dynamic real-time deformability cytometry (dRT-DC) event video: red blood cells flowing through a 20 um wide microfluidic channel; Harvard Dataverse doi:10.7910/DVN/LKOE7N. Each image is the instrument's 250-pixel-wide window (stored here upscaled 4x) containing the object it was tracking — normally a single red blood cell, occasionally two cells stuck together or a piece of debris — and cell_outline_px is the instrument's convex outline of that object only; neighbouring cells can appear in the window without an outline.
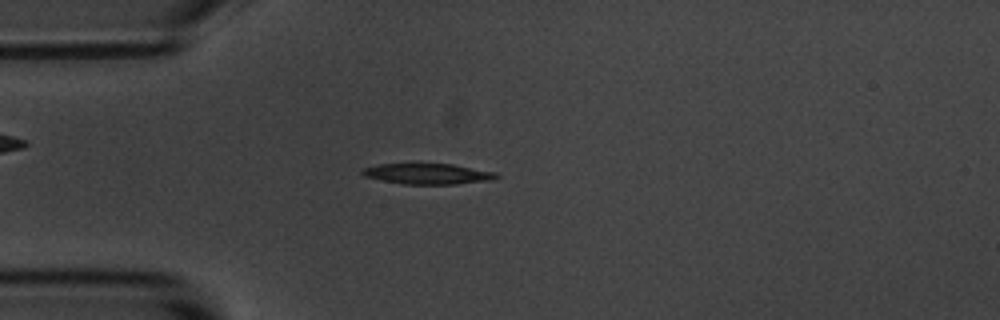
{"species": "common noctule bat (a hibernating species)", "species_latin": "Nyctalus noctula", "temperature_condition": "room temperature", "stored_images_in_passage": 54, "camera_frame_rate_fps": 3000, "um_per_image_px": 0.085, "animal": {"sex": "male", "body_mass_g": 20.1, "forearm_length_mm": 53.5}, "frame": {"image": 1, "passage_image": 14, "time_ms": 4.333, "image_size_px": [1000, 320], "cell_outline_px": [[500, 176], [492, 180], [456, 184], [404, 184], [364, 176], [360, 172], [360, 168], [376, 164], [416, 160], [452, 164], [496, 172]], "centroid_in_image_um": [36.28, 14.71], "position_along_channel_um": 48.7, "area_um2": 17.22}}
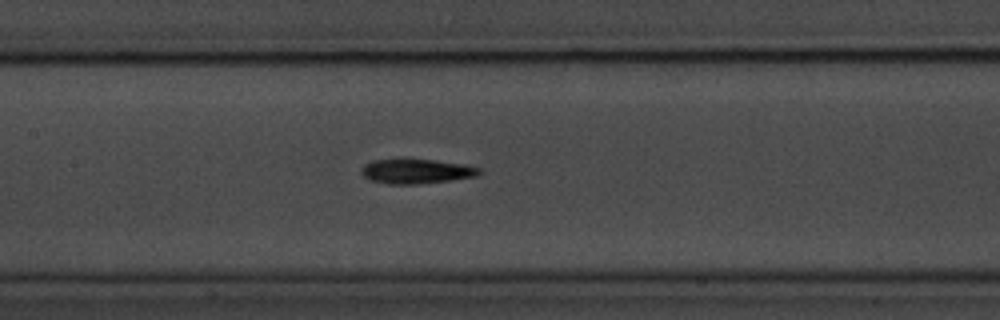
{"frame": {"image": 2, "passage_image": 25, "time_ms": 8.0, "image_size_px": [1000, 320], "cell_outline_px": [[484, 172], [480, 176], [416, 184], [388, 184], [372, 180], [364, 176], [360, 172], [360, 168], [364, 164], [372, 160], [404, 156], [464, 164], [484, 168]], "centroid_in_image_um": [35.4, 14.51], "position_along_channel_um": 172.0, "area_um2": 17.8}}
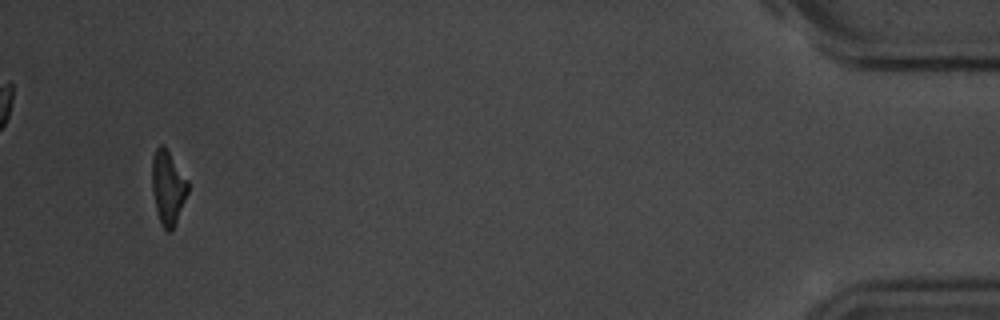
{"frame": {"image": 3, "passage_image": 52, "time_ms": 17.0, "image_size_px": [1000, 320], "cell_outline_px": [[188, 192], [176, 224], [172, 232], [168, 232], [160, 224], [156, 208], [152, 188], [152, 156], [156, 148], [160, 144], [164, 144], [188, 180]], "centroid_in_image_um": [14.28, 15.94], "position_along_channel_um": 420.9, "area_um2": 15.61}, "authors_computed_cell_mechanics": {"area_um2": 16.3285, "velocity_mm_per_s": 3.6423, "shape_relaxation_time_tau1_ms": 3.3742, "shape_relaxation_time_tau2_ms": 4.8364, "deformation_change_tau1": 0.1845, "deformation_change_tau2": 0.1414}}